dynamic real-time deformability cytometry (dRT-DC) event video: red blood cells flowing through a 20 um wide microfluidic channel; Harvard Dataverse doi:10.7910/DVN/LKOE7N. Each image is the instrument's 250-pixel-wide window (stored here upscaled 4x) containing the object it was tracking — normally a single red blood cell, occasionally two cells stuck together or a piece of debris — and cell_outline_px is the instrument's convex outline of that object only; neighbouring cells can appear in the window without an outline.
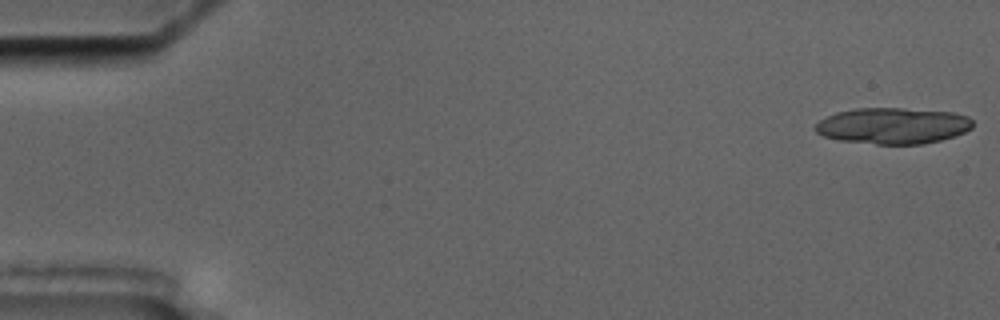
{"species": "common noctule bat (a hibernating species)", "species_latin": "Nyctalus noctula", "temperature_condition": "cold", "stored_images_in_passage": 7, "camera_frame_rate_fps": 3000, "um_per_image_px": 0.085, "animal": {"sex": "male", "body_mass_g": 17.5, "forearm_length_mm": 52.3}, "frame": {"image": 1, "passage_image": 1, "time_ms": 0.0, "image_size_px": [1000, 320], "cell_outline_px": [[972, 128], [964, 132], [940, 140], [924, 144], [876, 144], [840, 140], [824, 136], [816, 132], [812, 128], [820, 120], [836, 112], [856, 108], [904, 108], [952, 112], [968, 116], [972, 120]], "centroid_in_image_um": [75.88, 10.68], "position_along_channel_um": 9.1, "area_um2": 33.18}}